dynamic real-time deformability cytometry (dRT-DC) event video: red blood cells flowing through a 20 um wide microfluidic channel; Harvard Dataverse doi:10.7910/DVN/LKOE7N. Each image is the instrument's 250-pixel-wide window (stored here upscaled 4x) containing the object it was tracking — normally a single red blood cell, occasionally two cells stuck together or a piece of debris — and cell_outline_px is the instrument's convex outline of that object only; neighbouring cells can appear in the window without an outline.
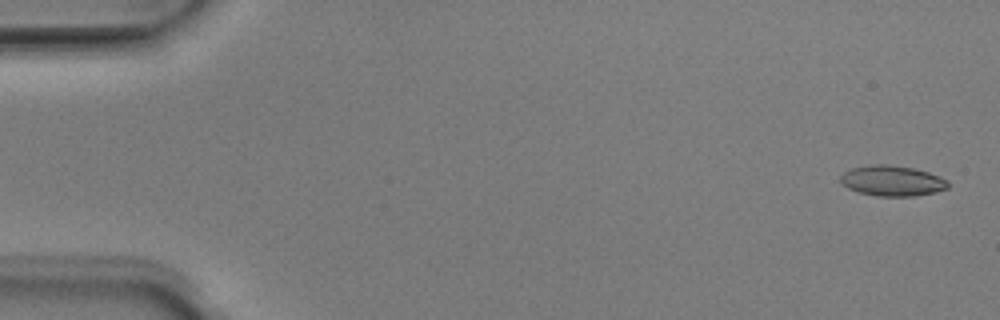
{"species": "Egyptian fruit bat (a non-hibernating species)", "species_latin": "Rousettus aegyptiacus", "temperature_condition": "room temperature", "stored_images_in_passage": 51, "camera_frame_rate_fps": 3000, "um_per_image_px": 0.085, "animal": {"sex": "male"}, "frame": {"image": 1, "passage_image": 2, "time_ms": 0.333, "image_size_px": [1000, 320], "cell_outline_px": [[948, 188], [936, 192], [916, 196], [876, 196], [860, 192], [848, 188], [840, 184], [840, 176], [844, 172], [852, 168], [872, 164], [888, 164], [912, 168], [928, 172], [948, 180]], "centroid_in_image_um": [75.82, 15.37], "position_along_channel_um": 9.2, "area_um2": 19.13}}
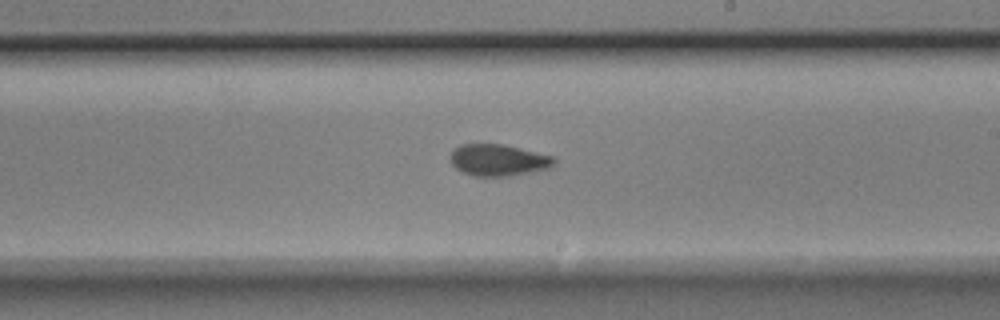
{"frame": {"image": 2, "passage_image": 30, "time_ms": 9.667, "image_size_px": [1000, 320], "cell_outline_px": [[556, 164], [552, 168], [508, 176], [472, 176], [456, 168], [452, 164], [448, 156], [460, 144], [500, 144], [552, 156], [556, 160]], "centroid_in_image_um": [42.35, 13.62], "position_along_channel_um": 246.7, "area_um2": 19.02}}
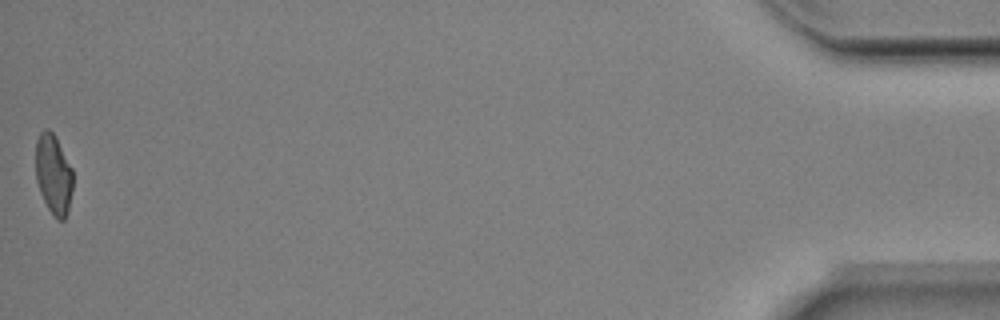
{"frame": {"image": 3, "passage_image": 51, "time_ms": 16.667, "image_size_px": [1000, 320], "cell_outline_px": [[72, 188], [68, 212], [64, 220], [56, 220], [52, 216], [40, 192], [36, 180], [36, 140], [40, 132], [44, 128], [48, 128], [56, 136], [72, 168]], "centroid_in_image_um": [4.54, 14.81], "position_along_channel_um": 430.7, "area_um2": 17.51}, "authors_computed_cell_mechanics": {"area_um2": 18.6116, "velocity_mm_per_s": 4.0047, "shape_relaxation_time_tau1_ms": 3.995, "shape_relaxation_time_tau2_ms": 2.1368, "deformation_change_tau1": 0.1549, "deformation_change_tau2": 0.091}}